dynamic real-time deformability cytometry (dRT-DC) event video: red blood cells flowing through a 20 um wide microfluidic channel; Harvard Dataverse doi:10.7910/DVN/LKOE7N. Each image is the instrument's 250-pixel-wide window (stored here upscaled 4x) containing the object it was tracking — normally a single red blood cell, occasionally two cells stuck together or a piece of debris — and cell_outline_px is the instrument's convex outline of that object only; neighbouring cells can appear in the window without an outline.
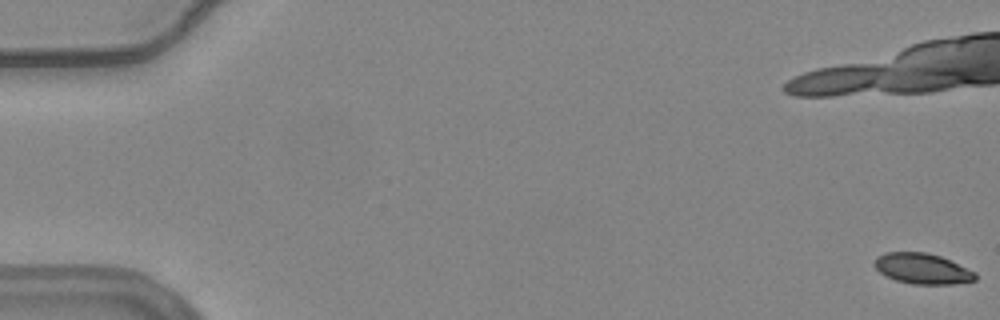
{"species": "common noctule bat (a hibernating species)", "species_latin": "Nyctalus noctula", "temperature_condition": "warm", "stored_images_in_passage": 58, "camera_frame_rate_fps": 3000, "um_per_image_px": 0.085, "animal": {"sex": "female", "body_mass_g": 24.6, "forearm_length_mm": 56.2}, "frame": {"image": 1, "passage_image": 1, "time_ms": 0.0, "image_size_px": [1000, 320], "cell_outline_px": [[976, 280], [952, 284], [912, 284], [896, 280], [880, 272], [872, 264], [876, 256], [884, 252], [928, 252], [940, 256], [976, 272]], "centroid_in_image_um": [78.38, 22.82], "position_along_channel_um": 6.6, "area_um2": 17.98}, "authors_computed_cell_mechanics": {"area_um2": 19.8254, "velocity_mm_per_s": 3.7013, "shape_relaxation_time_tau1_ms": 7.4114, "shape_relaxation_time_tau2_ms": 2.0289, "deformation_change_tau1": 0.1738, "deformation_change_tau2": 0.0518}}